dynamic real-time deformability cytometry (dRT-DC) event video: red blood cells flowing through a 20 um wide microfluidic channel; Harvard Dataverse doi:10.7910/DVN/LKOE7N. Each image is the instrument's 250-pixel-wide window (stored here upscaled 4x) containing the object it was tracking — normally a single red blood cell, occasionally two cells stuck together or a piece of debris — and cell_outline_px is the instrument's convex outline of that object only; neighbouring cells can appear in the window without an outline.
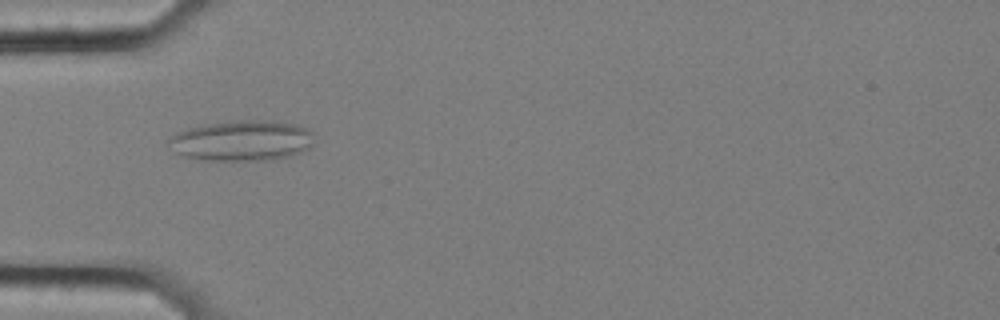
{"species": "common noctule bat (a hibernating species)", "species_latin": "Nyctalus noctula", "temperature_condition": "cold", "stored_images_in_passage": 57, "camera_frame_rate_fps": 3000, "um_per_image_px": 0.085, "animal": {"sex": "female", "body_mass_g": 25.1}, "frame": {"image": 1, "passage_image": 18, "time_ms": 5.667, "image_size_px": [1000, 320], "cell_outline_px": [[312, 144], [308, 148], [300, 152], [288, 156], [272, 160], [204, 160], [184, 156], [176, 152], [168, 140], [176, 132], [188, 128], [204, 124], [236, 120], [272, 120], [296, 124], [308, 128], [312, 132]], "centroid_in_image_um": [20.58, 11.94], "position_along_channel_um": 64.4, "area_um2": 34.33}}
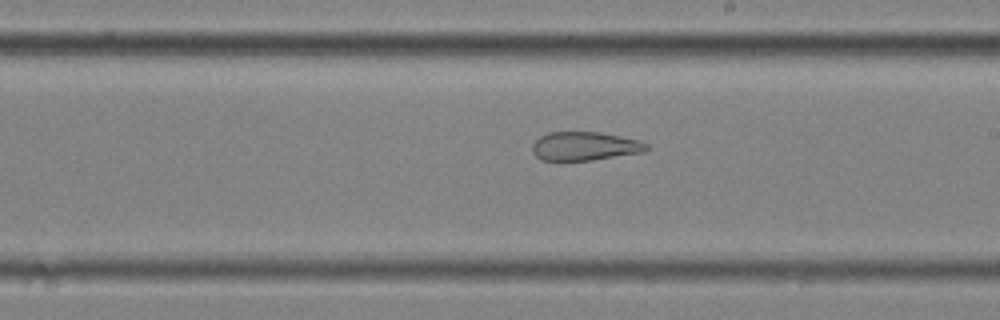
{"frame": {"image": 2, "passage_image": 33, "time_ms": 10.667, "image_size_px": [1000, 320], "cell_outline_px": [[648, 148], [644, 152], [592, 160], [540, 160], [532, 152], [532, 144], [540, 136], [548, 132], [600, 132], [640, 140], [648, 144]], "centroid_in_image_um": [49.7, 12.42], "position_along_channel_um": 239.3, "area_um2": 19.13}}
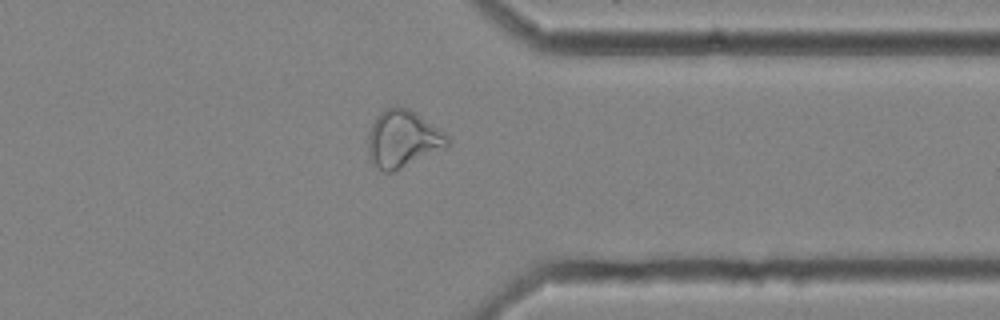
{"frame": {"image": 3, "passage_image": 45, "time_ms": 14.667, "image_size_px": [1000, 320], "cell_outline_px": [[452, 140], [444, 148], [392, 172], [384, 172], [368, 156], [368, 132], [376, 116], [384, 108], [392, 104], [400, 104], [416, 112], [444, 132]], "centroid_in_image_um": [34.23, 11.74], "position_along_channel_um": 377.2, "area_um2": 26.53}, "authors_computed_cell_mechanics": {"area_um2": 28.4954, "velocity_mm_per_s": 3.5299, "shape_relaxation_time_tau1_ms": null, "shape_relaxation_time_tau2_ms": 3.0298, "deformation_change_tau1": null, "deformation_change_tau2": 0.1223}}